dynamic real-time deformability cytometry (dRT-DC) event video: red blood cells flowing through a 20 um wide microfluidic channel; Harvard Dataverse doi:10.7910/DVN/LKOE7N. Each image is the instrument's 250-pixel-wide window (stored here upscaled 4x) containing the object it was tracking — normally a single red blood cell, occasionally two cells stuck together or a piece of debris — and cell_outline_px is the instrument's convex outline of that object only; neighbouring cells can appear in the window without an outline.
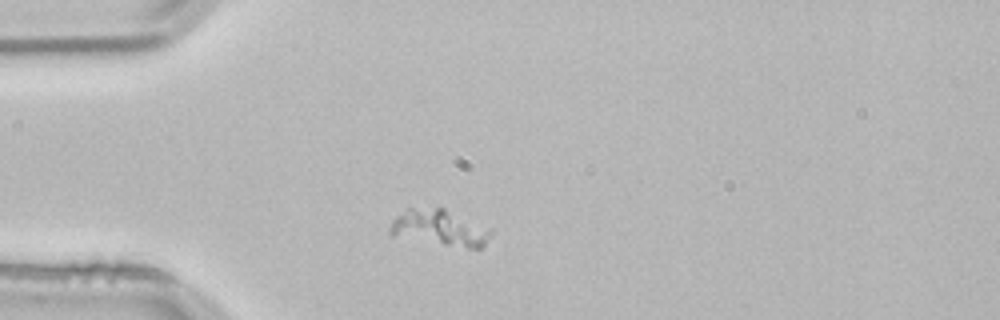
{"species": "common noctule bat (a hibernating species)", "species_latin": "Nyctalus noctula", "temperature_condition": "room temperature", "stored_images_in_passage": 41, "camera_frame_rate_fps": 3000, "um_per_image_px": 0.085, "animal": {"sex": "male", "body_mass_g": 21.5, "forearm_length_mm": 52.0}, "frame": {"image": 1, "passage_image": 1, "time_ms": 0.0, "image_size_px": [1000, 320], "cell_outline_px": [[492, 236], [480, 248], [468, 248], [392, 236], [388, 232], [388, 228], [392, 220], [396, 216], [408, 208], [444, 208], [492, 228]], "centroid_in_image_um": [37.38, 19.36], "position_along_channel_um": 47.6, "area_um2": 21.27}}
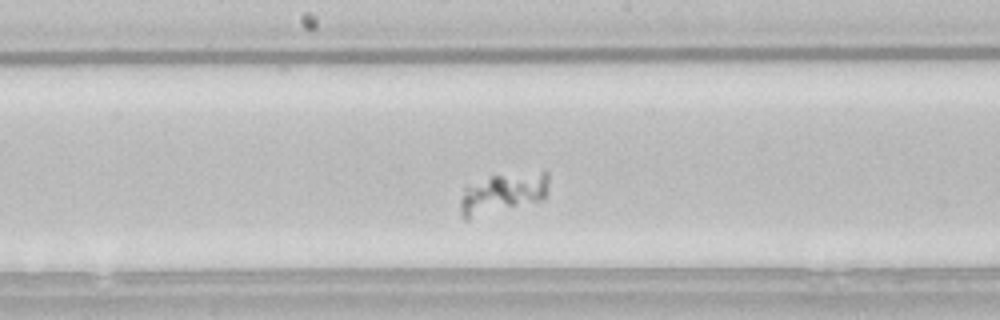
{"frame": {"image": 2, "passage_image": 15, "time_ms": 4.667, "image_size_px": [1000, 320], "cell_outline_px": [[548, 192], [544, 200], [468, 220], [464, 220], [460, 212], [460, 200], [464, 188], [492, 176], [544, 168], [548, 172]], "centroid_in_image_um": [42.82, 16.41], "position_along_channel_um": 205.4, "area_um2": 21.62}}
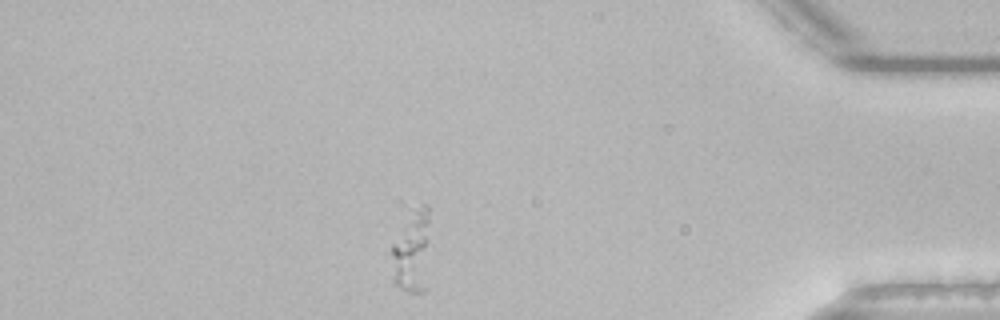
{"frame": {"image": 3, "passage_image": 34, "time_ms": 11.0, "image_size_px": [1000, 320], "cell_outline_px": [[428, 240], [424, 292], [408, 292], [392, 284], [392, 244], [412, 208], [424, 204], [428, 204]], "centroid_in_image_um": [34.97, 21.38], "position_along_channel_um": 400.2, "area_um2": 18.32}}